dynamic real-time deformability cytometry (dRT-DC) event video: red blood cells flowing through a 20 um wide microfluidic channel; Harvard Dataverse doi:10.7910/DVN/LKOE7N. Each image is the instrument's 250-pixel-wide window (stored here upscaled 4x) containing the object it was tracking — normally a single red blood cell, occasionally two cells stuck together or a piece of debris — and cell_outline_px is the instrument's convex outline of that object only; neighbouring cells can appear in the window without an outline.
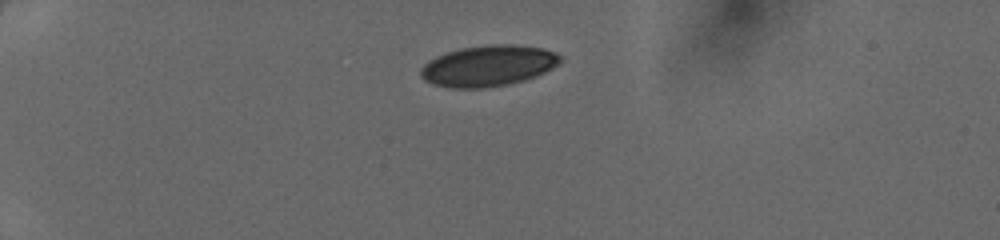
{"species": "human", "species_latin": "Homo sapiens", "temperature_condition": "cold", "stored_images_in_passage": 36, "camera_frame_rate_fps": 3000, "um_per_image_px": 0.085, "donor": {"sex": "female"}, "frame": {"image": 1, "passage_image": 1, "time_ms": 0.0, "image_size_px": [1000, 240], "cell_outline_px": [[560, 64], [536, 76], [524, 80], [508, 84], [488, 88], [452, 88], [432, 84], [424, 80], [420, 76], [420, 68], [428, 60], [436, 56], [460, 48], [488, 44], [516, 44], [544, 48], [556, 52], [560, 56]], "centroid_in_image_um": [41.49, 5.59], "position_along_channel_um": 43.5, "area_um2": 33.64}}
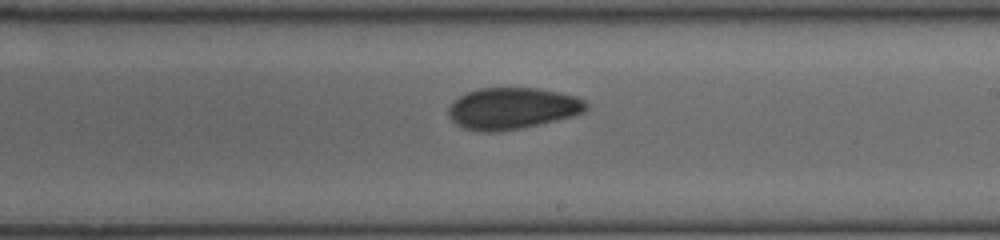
{"frame": {"image": 2, "passage_image": 19, "time_ms": 6.0, "image_size_px": [1000, 240], "cell_outline_px": [[588, 108], [584, 112], [572, 116], [520, 128], [496, 132], [476, 132], [464, 128], [456, 124], [448, 116], [448, 108], [452, 100], [468, 92], [480, 88], [536, 88], [576, 96], [584, 100], [588, 104]], "centroid_in_image_um": [43.5, 9.22], "position_along_channel_um": 245.5, "area_um2": 33.29}}
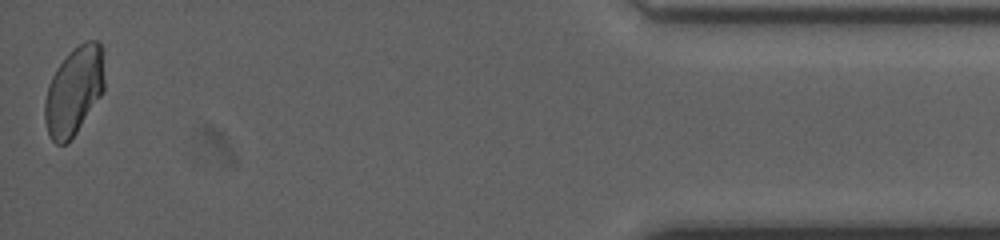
{"frame": {"image": 3, "passage_image": 36, "time_ms": 11.667, "image_size_px": [1000, 240], "cell_outline_px": [[104, 88], [100, 96], [76, 132], [64, 144], [56, 144], [48, 136], [44, 120], [44, 100], [48, 84], [56, 68], [72, 48], [88, 40], [96, 40], [100, 44], [104, 80]], "centroid_in_image_um": [6.24, 7.73], "position_along_channel_um": 429.0, "area_um2": 30.35}}